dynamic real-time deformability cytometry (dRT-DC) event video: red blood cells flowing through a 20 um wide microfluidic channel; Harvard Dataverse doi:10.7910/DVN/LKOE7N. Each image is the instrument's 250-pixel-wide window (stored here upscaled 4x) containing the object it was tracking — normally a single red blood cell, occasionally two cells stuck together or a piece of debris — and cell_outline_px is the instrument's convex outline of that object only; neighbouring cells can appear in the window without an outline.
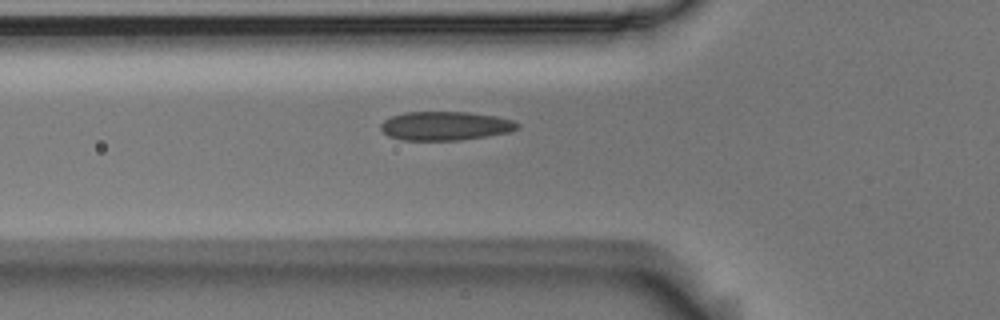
{"species": "Egyptian fruit bat (a non-hibernating species)", "species_latin": "Rousettus aegyptiacus", "temperature_condition": "room temperature", "stored_images_in_passage": 38, "camera_frame_rate_fps": 3000, "um_per_image_px": 0.085, "animal": {"sex": "male"}, "frame": {"image": 1, "passage_image": 2, "time_ms": 0.333, "image_size_px": [1000, 320], "cell_outline_px": [[520, 128], [508, 132], [488, 136], [460, 140], [400, 140], [388, 136], [380, 128], [380, 124], [384, 120], [392, 116], [404, 112], [468, 112], [496, 116], [512, 120], [520, 124]], "centroid_in_image_um": [37.85, 10.7], "position_along_channel_um": 88.0, "area_um2": 23.06}}
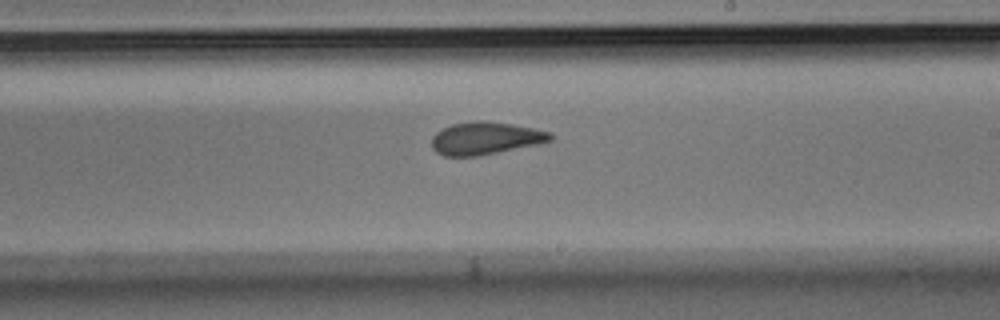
{"frame": {"image": 2, "passage_image": 15, "time_ms": 4.667, "image_size_px": [1000, 320], "cell_outline_px": [[552, 140], [540, 144], [480, 156], [444, 156], [436, 152], [432, 148], [432, 136], [436, 132], [452, 124], [472, 120], [480, 120], [512, 124], [552, 132]], "centroid_in_image_um": [41.27, 11.76], "position_along_channel_um": 247.7, "area_um2": 22.72}}
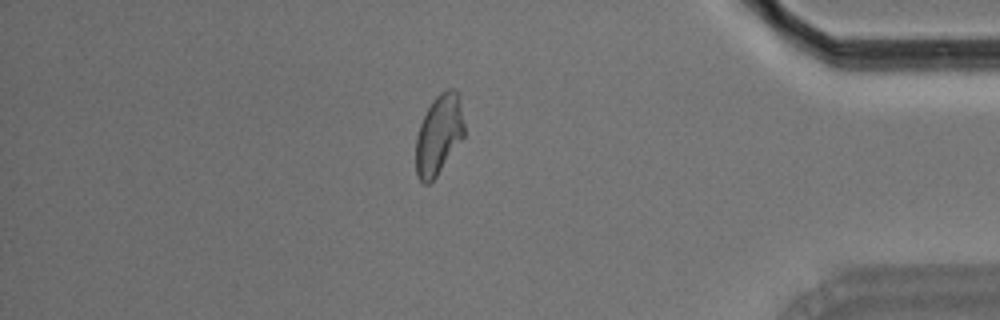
{"frame": {"image": 3, "passage_image": 30, "time_ms": 9.667, "image_size_px": [1000, 320], "cell_outline_px": [[464, 136], [436, 176], [428, 184], [424, 184], [420, 180], [416, 172], [416, 136], [420, 124], [432, 100], [440, 92], [448, 88], [456, 88], [460, 100], [464, 124]], "centroid_in_image_um": [37.3, 11.41], "position_along_channel_um": 397.9, "area_um2": 22.37}}